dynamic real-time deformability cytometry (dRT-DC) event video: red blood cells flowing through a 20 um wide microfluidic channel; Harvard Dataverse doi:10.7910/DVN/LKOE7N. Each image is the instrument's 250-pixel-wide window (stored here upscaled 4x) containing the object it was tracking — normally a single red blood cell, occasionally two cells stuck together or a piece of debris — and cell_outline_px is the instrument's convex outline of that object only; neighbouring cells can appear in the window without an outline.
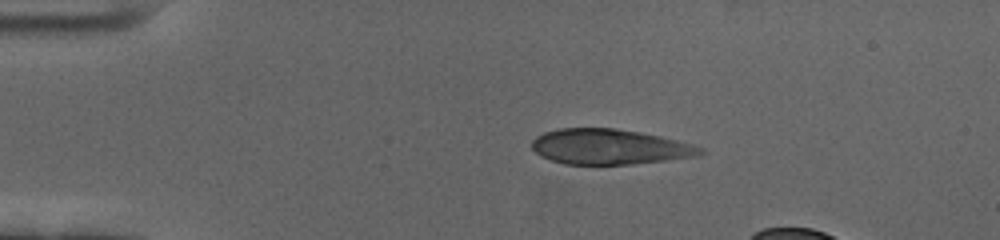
{"species": "human", "species_latin": "Homo sapiens", "temperature_condition": "cold", "stored_images_in_passage": 42, "camera_frame_rate_fps": 3000, "um_per_image_px": 0.085, "donor": {"sex": "female"}, "frame": {"image": 1, "passage_image": 1, "time_ms": 0.0, "image_size_px": [1000, 240], "cell_outline_px": [[704, 152], [700, 156], [632, 164], [564, 164], [540, 156], [532, 148], [532, 140], [536, 136], [544, 132], [560, 128], [616, 128], [640, 132], [660, 136], [692, 144], [704, 148]], "centroid_in_image_um": [51.81, 12.47], "position_along_channel_um": 33.2, "area_um2": 34.68}}
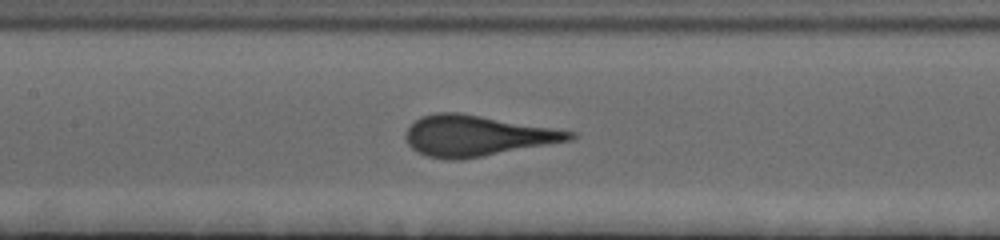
{"frame": {"image": 2, "passage_image": 17, "time_ms": 5.333, "image_size_px": [1000, 240], "cell_outline_px": [[576, 136], [572, 140], [484, 156], [460, 160], [448, 160], [428, 156], [412, 148], [408, 144], [404, 136], [408, 128], [420, 116], [436, 112], [460, 112], [576, 132]], "centroid_in_image_um": [40.52, 11.53], "position_along_channel_um": 166.9, "area_um2": 38.78}}
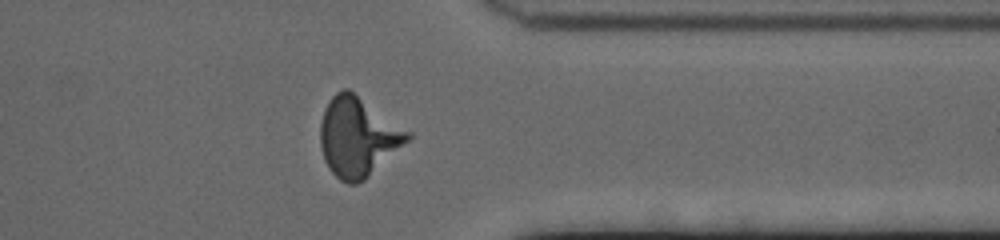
{"frame": {"image": 3, "passage_image": 36, "time_ms": 11.667, "image_size_px": [1000, 240], "cell_outline_px": [[412, 136], [408, 140], [364, 180], [356, 184], [348, 184], [340, 180], [328, 168], [324, 160], [320, 144], [320, 124], [324, 108], [328, 100], [336, 92], [344, 88], [348, 88], [412, 132]], "centroid_in_image_um": [30.39, 11.61], "position_along_channel_um": 381.0, "area_um2": 40.23}}